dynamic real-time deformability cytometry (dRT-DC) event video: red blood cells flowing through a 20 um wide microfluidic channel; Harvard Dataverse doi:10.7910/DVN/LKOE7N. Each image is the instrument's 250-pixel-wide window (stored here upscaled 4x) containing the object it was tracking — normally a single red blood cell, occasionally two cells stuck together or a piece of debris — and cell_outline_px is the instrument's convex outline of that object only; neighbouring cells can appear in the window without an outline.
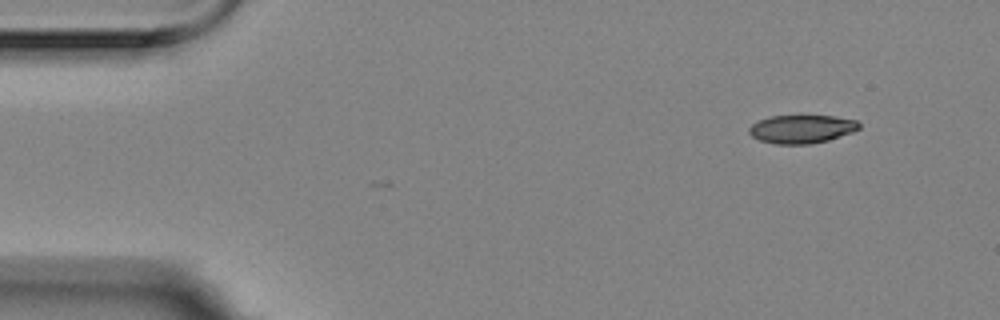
{"species": "Egyptian fruit bat (a non-hibernating species)", "species_latin": "Rousettus aegyptiacus", "temperature_condition": "room temperature", "stored_images_in_passage": 52, "camera_frame_rate_fps": 3000, "um_per_image_px": 0.085, "animal": {"sex": "female"}, "frame": {"image": 1, "passage_image": 1, "time_ms": 0.0, "image_size_px": [1000, 320], "cell_outline_px": [[860, 128], [852, 132], [828, 140], [808, 144], [772, 144], [760, 140], [752, 136], [748, 132], [748, 128], [752, 124], [760, 120], [772, 116], [832, 116], [856, 120], [860, 124]], "centroid_in_image_um": [68.12, 10.97], "position_along_channel_um": 16.9, "area_um2": 18.03}}
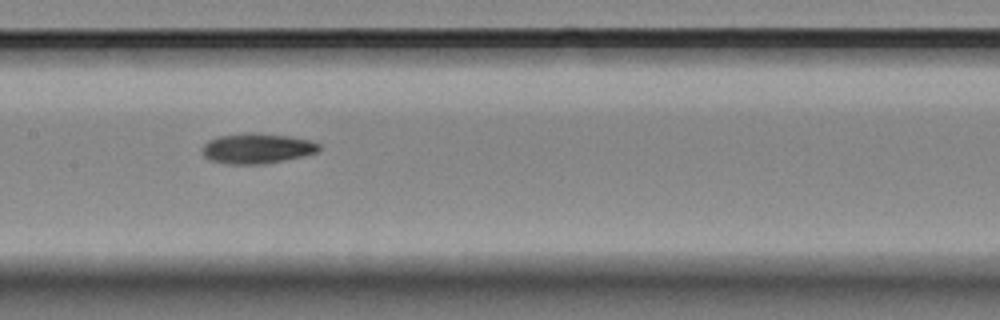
{"frame": {"image": 2, "passage_image": 23, "time_ms": 7.333, "image_size_px": [1000, 320], "cell_outline_px": [[320, 148], [316, 152], [304, 156], [264, 164], [228, 164], [212, 160], [204, 156], [200, 148], [208, 140], [216, 136], [248, 132], [252, 132], [288, 136], [308, 140], [320, 144]], "centroid_in_image_um": [21.8, 12.61], "position_along_channel_um": 185.6, "area_um2": 20.63}}
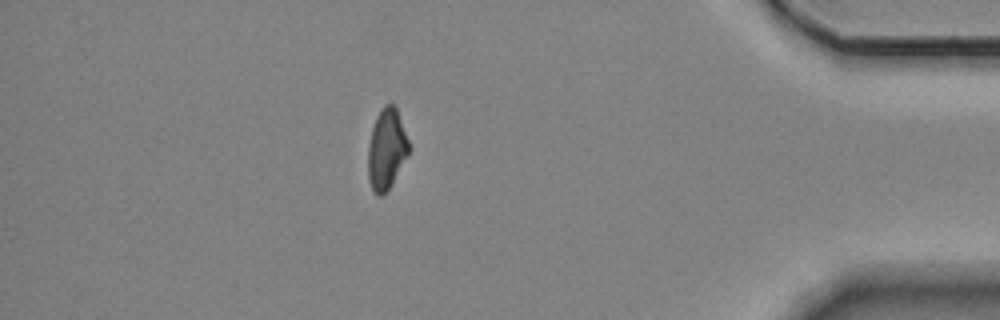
{"frame": {"image": 3, "passage_image": 45, "time_ms": 14.667, "image_size_px": [1000, 320], "cell_outline_px": [[408, 156], [388, 188], [380, 196], [376, 196], [372, 192], [368, 180], [368, 144], [372, 128], [376, 116], [380, 108], [384, 104], [392, 104], [396, 108], [408, 140]], "centroid_in_image_um": [32.82, 12.68], "position_along_channel_um": 402.4, "area_um2": 19.02}, "authors_computed_cell_mechanics": {"area_um2": 19.8832, "velocity_mm_per_s": 3.5333, "shape_relaxation_time_tau1_ms": 7.0681, "shape_relaxation_time_tau2_ms": 5.7235, "deformation_change_tau1": 0.162, "deformation_change_tau2": 0.1209}}